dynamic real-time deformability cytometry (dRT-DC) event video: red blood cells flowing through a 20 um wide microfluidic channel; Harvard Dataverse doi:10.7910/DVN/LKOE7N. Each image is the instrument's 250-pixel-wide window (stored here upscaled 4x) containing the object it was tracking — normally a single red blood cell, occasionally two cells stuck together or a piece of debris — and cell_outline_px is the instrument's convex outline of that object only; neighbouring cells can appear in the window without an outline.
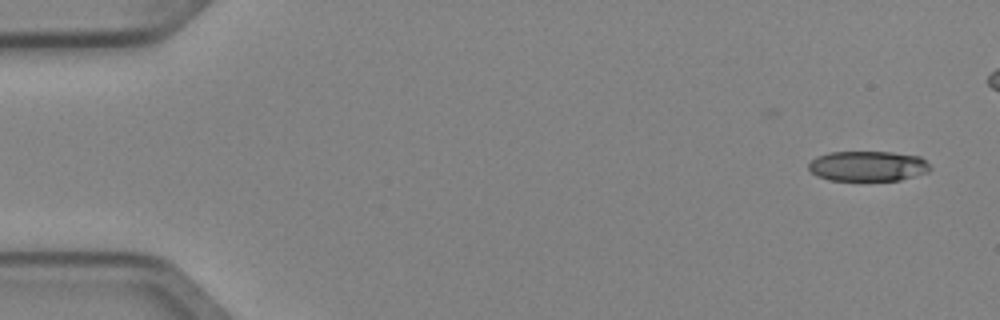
{"species": "Egyptian fruit bat (a non-hibernating species)", "species_latin": "Rousettus aegyptiacus", "temperature_condition": "cold", "stored_images_in_passage": 6, "camera_frame_rate_fps": 3000, "um_per_image_px": 0.085, "animal": {"sex": "female"}, "frame": {"image": 1, "passage_image": 1, "time_ms": 0.0, "image_size_px": [1000, 320], "cell_outline_px": [[932, 168], [928, 172], [900, 180], [828, 180], [816, 176], [808, 168], [808, 164], [816, 156], [828, 152], [892, 152], [920, 156]], "centroid_in_image_um": [73.75, 14.11], "position_along_channel_um": 11.3, "area_um2": 21.44}}
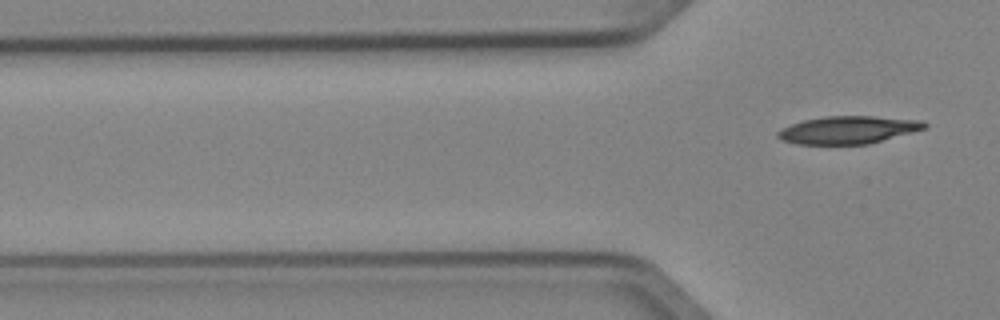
{"frame": {"image": 2, "passage_image": 6, "time_ms": 1.667, "image_size_px": [1000, 320], "cell_outline_px": [[928, 128], [868, 144], [796, 144], [784, 140], [776, 136], [776, 132], [792, 124], [804, 120], [824, 116], [872, 116], [920, 120], [928, 124]], "centroid_in_image_um": [72.12, 11.04], "position_along_channel_um": 53.7, "area_um2": 23.52}}